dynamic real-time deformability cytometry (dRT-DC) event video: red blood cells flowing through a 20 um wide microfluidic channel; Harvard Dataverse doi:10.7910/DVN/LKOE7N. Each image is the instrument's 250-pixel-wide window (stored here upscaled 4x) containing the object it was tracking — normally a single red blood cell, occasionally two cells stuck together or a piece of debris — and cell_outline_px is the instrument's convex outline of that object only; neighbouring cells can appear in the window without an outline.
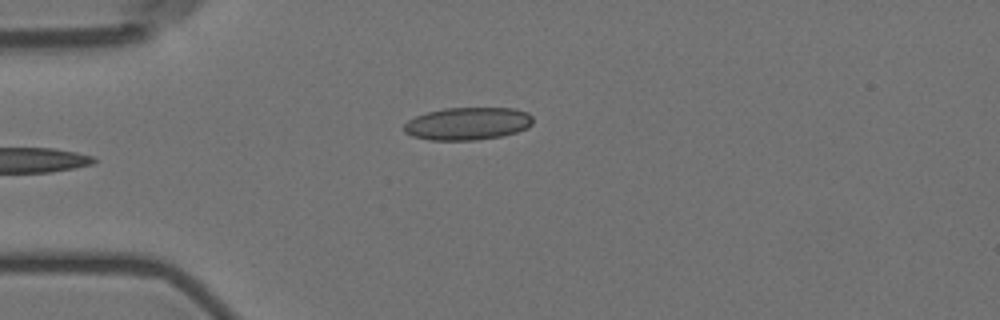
{"species": "Egyptian fruit bat (a non-hibernating species)", "species_latin": "Rousettus aegyptiacus", "temperature_condition": "room temperature", "stored_images_in_passage": 5, "camera_frame_rate_fps": 3000, "um_per_image_px": 0.085, "animal": {"sex": "female"}, "frame": {"image": 1, "passage_image": 5, "time_ms": 4.667, "image_size_px": [1000, 320], "cell_outline_px": [[532, 124], [528, 128], [516, 132], [500, 136], [476, 140], [428, 140], [412, 136], [404, 132], [404, 124], [408, 120], [416, 116], [428, 112], [444, 108], [516, 108], [528, 112], [532, 116]], "centroid_in_image_um": [39.76, 10.5], "position_along_channel_um": 45.2, "area_um2": 24.62}}